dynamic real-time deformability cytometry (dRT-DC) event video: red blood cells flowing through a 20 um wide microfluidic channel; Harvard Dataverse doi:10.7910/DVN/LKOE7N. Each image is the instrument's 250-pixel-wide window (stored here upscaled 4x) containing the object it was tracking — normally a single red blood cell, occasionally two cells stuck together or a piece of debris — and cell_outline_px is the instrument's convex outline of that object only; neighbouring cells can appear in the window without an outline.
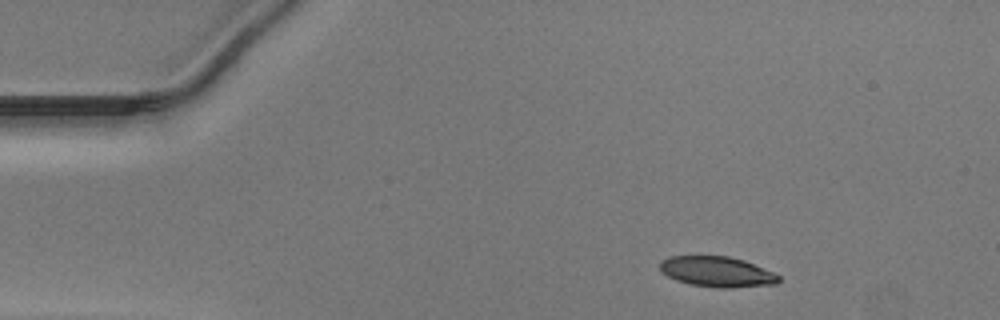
{"species": "Egyptian fruit bat (a non-hibernating species)", "species_latin": "Rousettus aegyptiacus", "temperature_condition": "warm", "stored_images_in_passage": 35, "camera_frame_rate_fps": 3000, "um_per_image_px": 0.085, "animal": {"sex": "male"}, "frame": {"image": 1, "passage_image": 1, "time_ms": 0.0, "image_size_px": [1000, 320], "cell_outline_px": [[780, 280], [776, 284], [732, 288], [716, 288], [688, 284], [676, 280], [660, 272], [660, 260], [668, 256], [728, 256], [744, 260], [772, 272], [780, 276]], "centroid_in_image_um": [60.91, 23.1], "position_along_channel_um": 24.1, "area_um2": 21.21}}
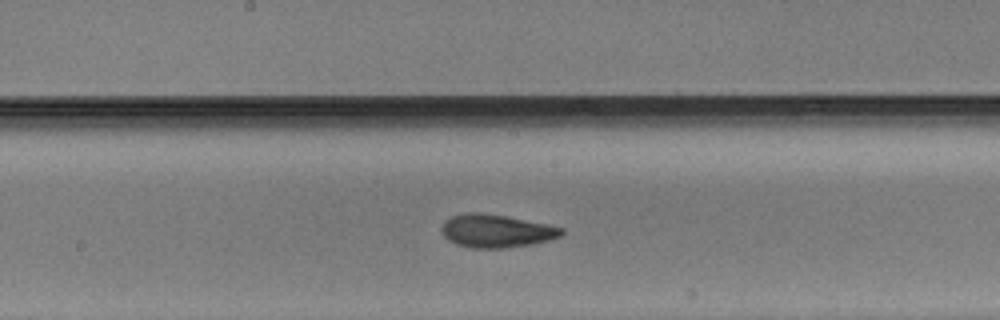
{"frame": {"image": 2, "passage_image": 20, "time_ms": 6.333, "image_size_px": [1000, 320], "cell_outline_px": [[564, 232], [560, 236], [548, 240], [532, 244], [504, 248], [472, 248], [456, 244], [448, 240], [444, 236], [440, 228], [444, 220], [452, 216], [464, 212], [480, 212], [508, 216], [564, 228]], "centroid_in_image_um": [42.14, 19.62], "position_along_channel_um": 206.1, "area_um2": 23.24}}
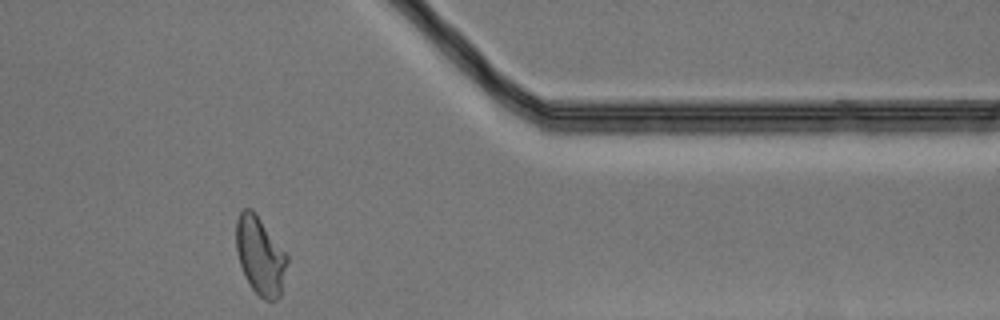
{"frame": {"image": 3, "passage_image": 35, "time_ms": 11.333, "image_size_px": [1000, 320], "cell_outline_px": [[288, 260], [280, 296], [276, 300], [264, 300], [252, 288], [240, 264], [236, 248], [236, 220], [240, 212], [244, 208], [252, 208], [256, 212], [288, 256]], "centroid_in_image_um": [22.12, 21.7], "position_along_channel_um": 389.3, "area_um2": 23.0}}